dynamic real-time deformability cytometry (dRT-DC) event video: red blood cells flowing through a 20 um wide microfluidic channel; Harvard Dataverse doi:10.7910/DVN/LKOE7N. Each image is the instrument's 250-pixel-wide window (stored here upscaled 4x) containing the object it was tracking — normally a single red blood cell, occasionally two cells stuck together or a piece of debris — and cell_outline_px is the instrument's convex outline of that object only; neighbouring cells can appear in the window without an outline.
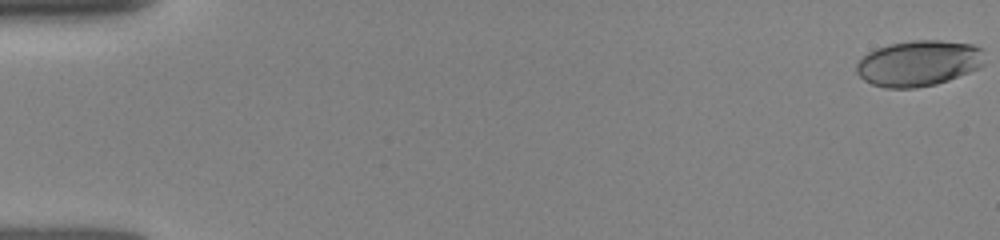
{"species": "human", "species_latin": "Homo sapiens", "temperature_condition": "room temperature", "stored_images_in_passage": 12, "camera_frame_rate_fps": 3000, "um_per_image_px": 0.085, "donor": {"sex": "female"}, "frame": {"image": 1, "passage_image": 1, "time_ms": 0.0, "image_size_px": [1000, 240], "cell_outline_px": [[984, 64], [980, 68], [948, 80], [936, 84], [916, 88], [884, 88], [872, 84], [864, 80], [856, 72], [856, 64], [868, 52], [876, 48], [888, 44], [912, 40], [940, 40], [972, 44], [984, 48]], "centroid_in_image_um": [78.11, 5.37], "position_along_channel_um": 6.9, "area_um2": 34.51}}
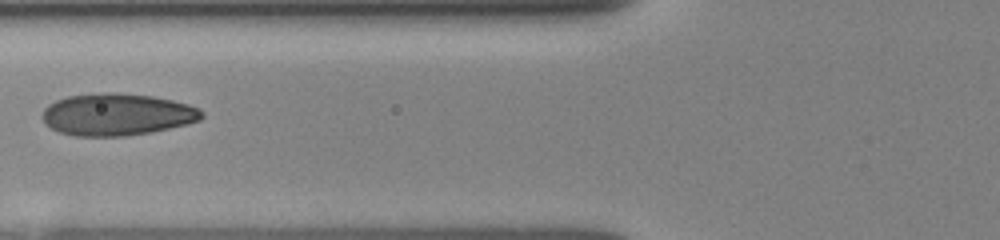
{"frame": {"image": 2, "passage_image": 9, "time_ms": 6.667, "image_size_px": [1000, 240], "cell_outline_px": [[204, 116], [200, 120], [152, 132], [124, 136], [72, 136], [60, 132], [44, 124], [40, 116], [44, 108], [48, 104], [56, 100], [68, 96], [108, 92], [116, 92], [152, 96], [172, 100], [188, 104], [200, 108], [204, 112]], "centroid_in_image_um": [9.91, 9.73], "position_along_channel_um": 115.9, "area_um2": 39.25}}
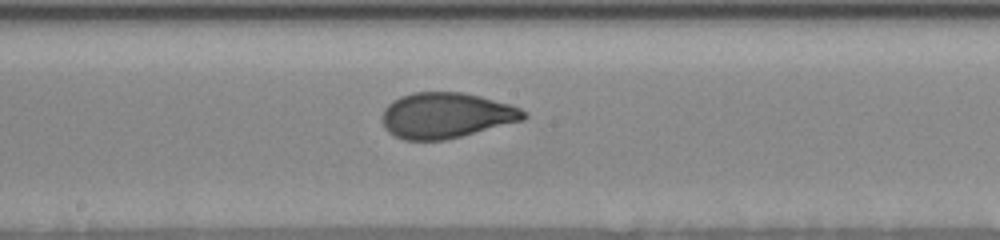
{"frame": {"image": 3, "passage_image": 12, "time_ms": 9.0, "image_size_px": [1000, 240], "cell_outline_px": [[528, 116], [524, 120], [444, 140], [404, 140], [388, 132], [384, 128], [380, 116], [384, 108], [392, 100], [400, 96], [412, 92], [464, 92], [512, 104], [528, 112]], "centroid_in_image_um": [37.91, 9.8], "position_along_channel_um": 210.3, "area_um2": 37.92}}